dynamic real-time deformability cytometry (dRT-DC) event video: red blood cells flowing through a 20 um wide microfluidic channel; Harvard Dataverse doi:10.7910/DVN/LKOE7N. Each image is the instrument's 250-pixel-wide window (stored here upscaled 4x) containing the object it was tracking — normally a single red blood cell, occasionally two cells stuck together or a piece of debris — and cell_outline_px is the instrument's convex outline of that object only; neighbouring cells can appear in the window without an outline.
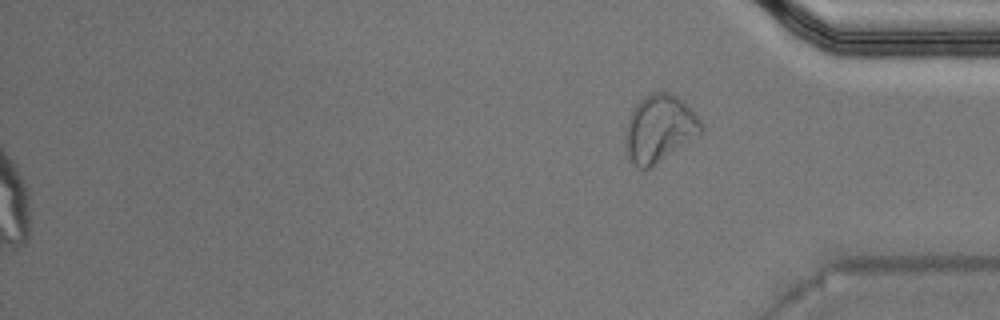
{"species": "Egyptian fruit bat (a non-hibernating species)", "species_latin": "Rousettus aegyptiacus", "temperature_condition": "warm", "stored_images_in_passage": 51, "segment_of_instrument_passage": [2, 2], "camera_frame_rate_fps": 3000, "um_per_image_px": 0.085, "animal": {"sex": "male"}, "frame": {"image": 1, "passage_image": 51, "time_ms": 16.667, "image_size_px": [1000, 320], "cell_outline_px": [[704, 128], [700, 132], [644, 172], [628, 156], [624, 144], [628, 116], [636, 104], [644, 96], [652, 92], [668, 92], [676, 96], [704, 124]], "centroid_in_image_um": [55.99, 10.92], "position_along_channel_um": 379.2, "area_um2": 28.9}}